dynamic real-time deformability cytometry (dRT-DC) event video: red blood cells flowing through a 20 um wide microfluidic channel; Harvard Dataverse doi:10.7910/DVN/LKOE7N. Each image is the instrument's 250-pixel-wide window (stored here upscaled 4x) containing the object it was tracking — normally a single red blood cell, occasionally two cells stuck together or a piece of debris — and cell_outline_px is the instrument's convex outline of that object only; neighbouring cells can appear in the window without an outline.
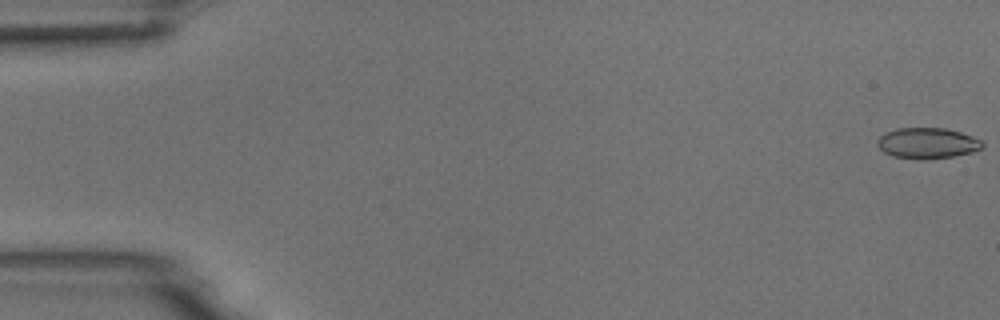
{"species": "common noctule bat (a hibernating species)", "species_latin": "Nyctalus noctula", "temperature_condition": "room temperature", "stored_images_in_passage": 55, "camera_frame_rate_fps": 3000, "um_per_image_px": 0.085, "animal": {"sex": "male", "body_mass_g": 18.8}, "frame": {"image": 1, "passage_image": 1, "time_ms": 0.0, "image_size_px": [1000, 320], "cell_outline_px": [[984, 148], [972, 152], [952, 156], [924, 160], [920, 160], [892, 156], [884, 152], [876, 144], [876, 140], [884, 132], [896, 128], [944, 128], [960, 132], [972, 136], [980, 140], [984, 144]], "centroid_in_image_um": [78.8, 12.17], "position_along_channel_um": 6.2, "area_um2": 19.02}}
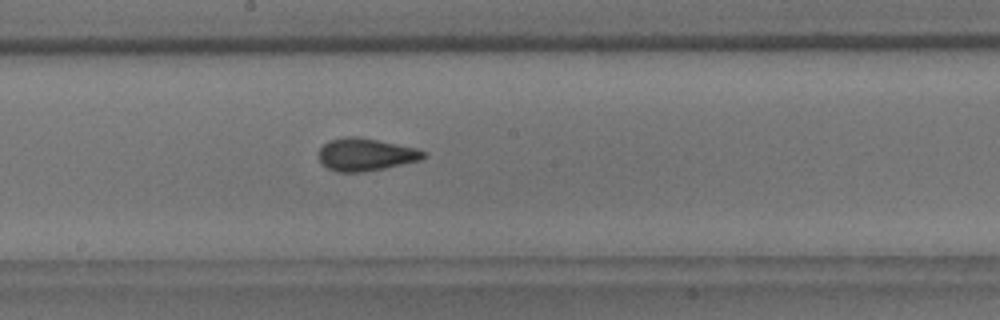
{"frame": {"image": 2, "passage_image": 30, "time_ms": 9.667, "image_size_px": [1000, 320], "cell_outline_px": [[428, 156], [420, 160], [384, 168], [360, 172], [336, 172], [320, 164], [320, 148], [328, 140], [344, 136], [356, 136], [416, 148], [424, 152]], "centroid_in_image_um": [31.05, 13.13], "position_along_channel_um": 217.2, "area_um2": 19.77}}
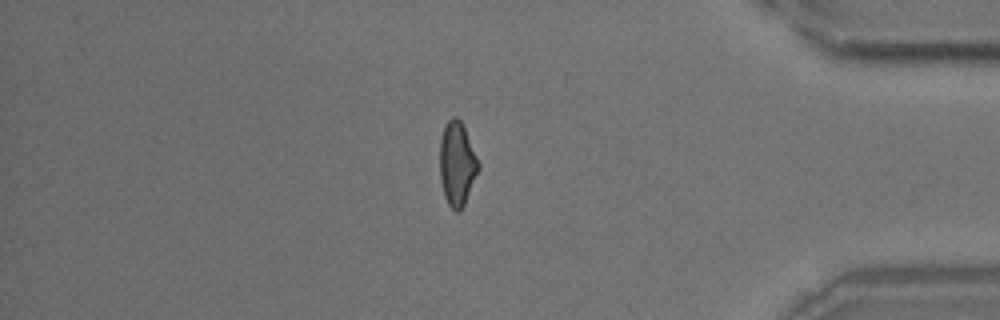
{"frame": {"image": 3, "passage_image": 47, "time_ms": 15.333, "image_size_px": [1000, 320], "cell_outline_px": [[480, 168], [464, 204], [460, 212], [456, 212], [448, 204], [444, 196], [440, 180], [440, 140], [444, 124], [452, 116], [456, 116], [460, 120], [464, 128], [480, 164]], "centroid_in_image_um": [38.84, 13.92], "position_along_channel_um": 396.4, "area_um2": 18.9}, "authors_computed_cell_mechanics": {"area_um2": 19.3052, "velocity_mm_per_s": 3.7049, "shape_relaxation_time_tau1_ms": 5.6345, "shape_relaxation_time_tau2_ms": 1.1083, "deformation_change_tau1": 0.1429, "deformation_change_tau2": 0.0677}}